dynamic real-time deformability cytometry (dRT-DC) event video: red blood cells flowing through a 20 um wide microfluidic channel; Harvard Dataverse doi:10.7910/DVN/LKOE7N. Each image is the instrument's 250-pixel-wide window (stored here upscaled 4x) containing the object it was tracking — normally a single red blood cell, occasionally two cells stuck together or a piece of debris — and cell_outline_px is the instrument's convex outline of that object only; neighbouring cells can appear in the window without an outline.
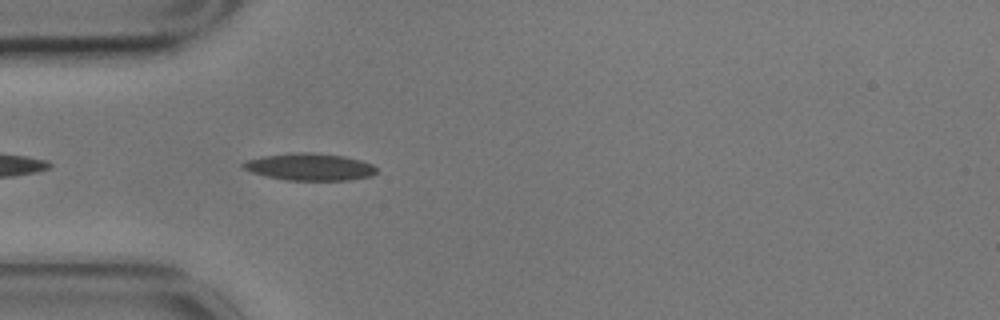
{"species": "common noctule bat (a hibernating species)", "species_latin": "Nyctalus noctula", "temperature_condition": "cold", "stored_images_in_passage": 4, "camera_frame_rate_fps": 3000, "um_per_image_px": 0.085, "animal": {"sex": "male", "body_mass_g": 17.9}, "frame": {"image": 1, "passage_image": 4, "time_ms": 1.0, "image_size_px": [1000, 320], "cell_outline_px": [[376, 172], [372, 176], [348, 180], [284, 180], [264, 176], [252, 172], [244, 168], [240, 164], [248, 160], [264, 156], [292, 152], [312, 152], [344, 156], [360, 160], [372, 164], [376, 168]], "centroid_in_image_um": [26.32, 14.18], "position_along_channel_um": 58.7, "area_um2": 21.1}}